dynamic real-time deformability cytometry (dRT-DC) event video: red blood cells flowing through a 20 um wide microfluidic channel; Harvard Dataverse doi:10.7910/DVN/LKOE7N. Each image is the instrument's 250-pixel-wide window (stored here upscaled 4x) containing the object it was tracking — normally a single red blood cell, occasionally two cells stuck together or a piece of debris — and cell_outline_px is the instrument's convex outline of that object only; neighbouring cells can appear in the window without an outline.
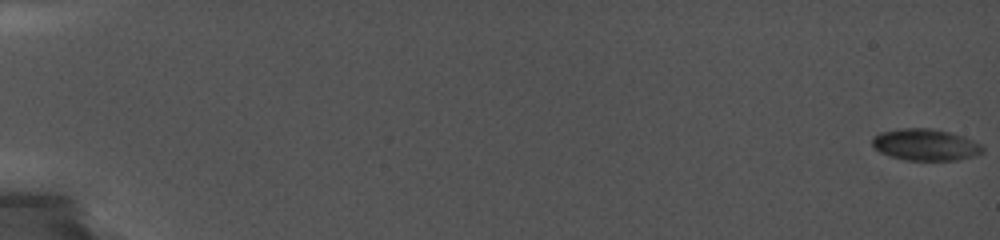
{"species": "common noctule bat (a hibernating species)", "species_latin": "Nyctalus noctula", "temperature_condition": "cold", "stored_images_in_passage": 42, "camera_frame_rate_fps": 5000, "um_per_image_px": 0.085, "animal": {"sex": "female", "body_mass_g": 19.0, "forearm_length_mm": 56.7}, "frame": {"image": 1, "passage_image": 1, "time_ms": 0.0, "image_size_px": [1000, 240], "cell_outline_px": [[984, 152], [976, 156], [956, 160], [904, 160], [880, 152], [872, 144], [872, 136], [880, 132], [900, 128], [928, 128], [948, 132], [964, 136], [980, 144], [984, 148]], "centroid_in_image_um": [78.67, 12.3], "position_along_channel_um": 6.3, "area_um2": 20.35}}
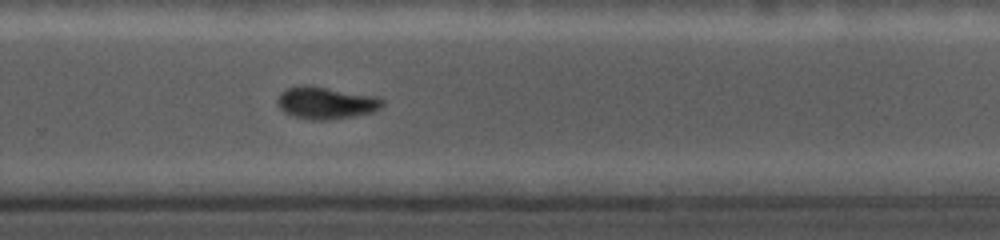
{"frame": {"image": 2, "passage_image": 34, "time_ms": 13.4, "image_size_px": [1000, 240], "cell_outline_px": [[384, 104], [380, 108], [372, 112], [352, 116], [324, 120], [312, 120], [296, 116], [284, 112], [280, 108], [280, 92], [288, 88], [324, 88], [376, 96], [384, 100]], "centroid_in_image_um": [27.78, 8.78], "position_along_channel_um": 302.0, "area_um2": 18.55}}
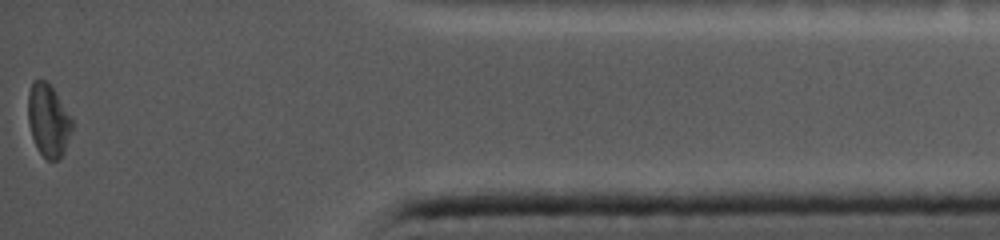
{"frame": {"image": 3, "passage_image": 42, "time_ms": 17.6, "image_size_px": [1000, 240], "cell_outline_px": [[72, 128], [64, 152], [56, 160], [48, 160], [36, 148], [32, 136], [28, 120], [28, 92], [32, 80], [44, 80], [52, 88], [72, 120]], "centroid_in_image_um": [4.07, 10.23], "position_along_channel_um": 431.1, "area_um2": 18.21}}